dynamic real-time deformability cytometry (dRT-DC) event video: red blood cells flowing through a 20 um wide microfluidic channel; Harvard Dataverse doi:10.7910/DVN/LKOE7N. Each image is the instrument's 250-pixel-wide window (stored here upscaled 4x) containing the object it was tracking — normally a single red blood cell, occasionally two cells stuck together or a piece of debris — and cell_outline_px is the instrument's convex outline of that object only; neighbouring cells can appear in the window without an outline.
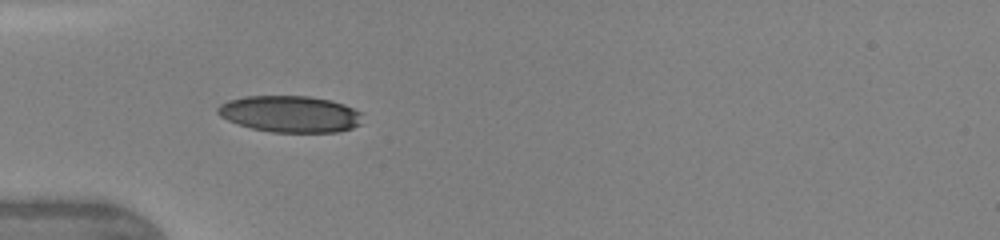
{"species": "human", "species_latin": "Homo sapiens", "temperature_condition": "warm", "stored_images_in_passage": 27, "camera_frame_rate_fps": 3000, "um_per_image_px": 0.085, "donor": {"sex": "female"}, "frame": {"image": 1, "passage_image": 9, "time_ms": 2.333, "image_size_px": [1000, 240], "cell_outline_px": [[360, 124], [352, 128], [336, 132], [272, 132], [252, 128], [228, 120], [220, 116], [216, 112], [216, 108], [220, 104], [228, 100], [244, 96], [308, 96], [328, 100], [344, 104], [360, 112]], "centroid_in_image_um": [24.62, 9.68], "position_along_channel_um": 60.4, "area_um2": 30.63}}